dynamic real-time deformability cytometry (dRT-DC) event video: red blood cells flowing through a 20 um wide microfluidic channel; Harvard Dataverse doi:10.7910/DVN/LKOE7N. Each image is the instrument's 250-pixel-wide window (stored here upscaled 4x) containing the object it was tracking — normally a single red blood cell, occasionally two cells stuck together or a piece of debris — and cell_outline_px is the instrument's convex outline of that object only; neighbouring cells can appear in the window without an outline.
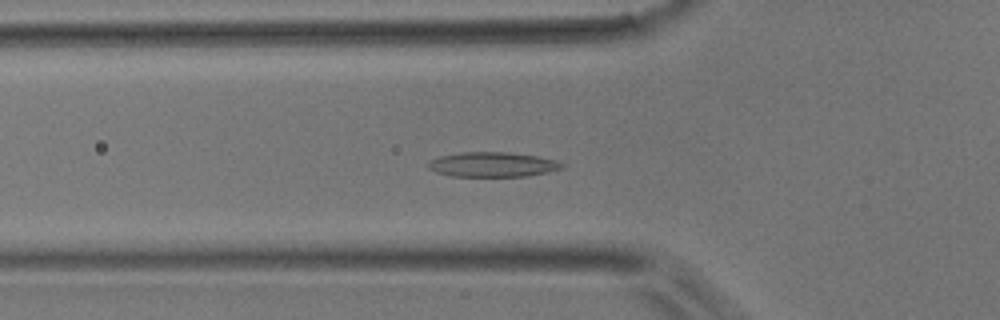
{"species": "common noctule bat (a hibernating species)", "species_latin": "Nyctalus noctula", "temperature_condition": "room temperature", "stored_images_in_passage": 43, "camera_frame_rate_fps": 3000, "um_per_image_px": 0.085, "animal": {"sex": "male", "body_mass_g": 17.9}, "frame": {"image": 1, "passage_image": 17, "time_ms": 5.333, "image_size_px": [1000, 320], "cell_outline_px": [[564, 168], [548, 172], [528, 176], [452, 176], [436, 172], [428, 168], [424, 164], [428, 160], [440, 156], [460, 152], [508, 152], [536, 156], [556, 160], [564, 164]], "centroid_in_image_um": [41.83, 13.98], "position_along_channel_um": 84.0, "area_um2": 19.48}}
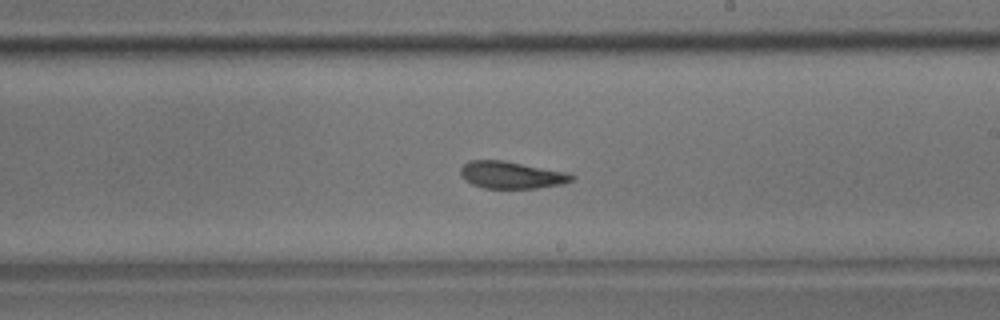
{"frame": {"image": 2, "passage_image": 29, "time_ms": 9.333, "image_size_px": [1000, 320], "cell_outline_px": [[576, 176], [572, 180], [564, 184], [536, 188], [484, 188], [472, 184], [464, 180], [460, 176], [460, 168], [468, 160], [504, 160], [568, 172]], "centroid_in_image_um": [43.47, 14.87], "position_along_channel_um": 245.5, "area_um2": 17.8}}
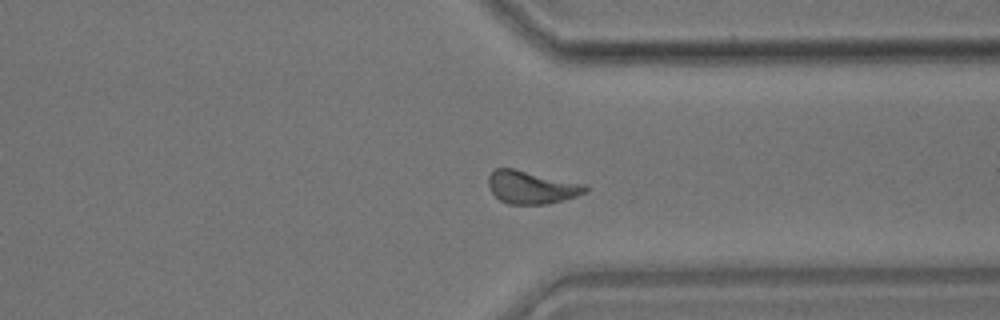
{"frame": {"image": 3, "passage_image": 38, "time_ms": 12.333, "image_size_px": [1000, 320], "cell_outline_px": [[588, 192], [576, 196], [544, 204], [508, 204], [500, 200], [492, 192], [488, 184], [488, 176], [496, 168], [512, 168], [584, 184], [588, 188]], "centroid_in_image_um": [45.16, 15.92], "position_along_channel_um": 366.2, "area_um2": 18.26}}